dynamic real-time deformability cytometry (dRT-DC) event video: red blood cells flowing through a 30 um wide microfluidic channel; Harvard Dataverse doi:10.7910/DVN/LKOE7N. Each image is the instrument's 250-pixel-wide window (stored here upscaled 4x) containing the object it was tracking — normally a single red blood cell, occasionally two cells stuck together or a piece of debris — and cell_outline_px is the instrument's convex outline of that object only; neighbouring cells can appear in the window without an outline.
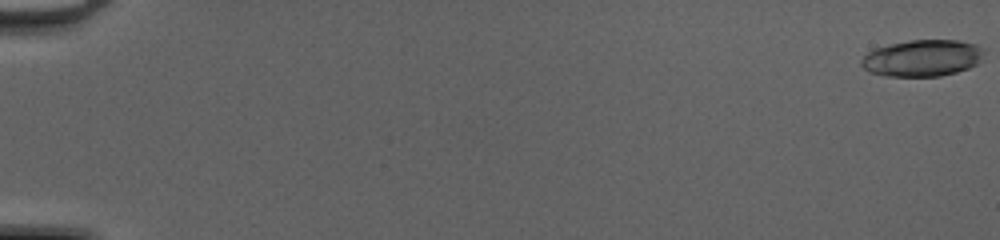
{"species": "common noctule bat (a hibernating species)", "species_latin": "Nyctalus noctula", "temperature_condition": "cold", "stored_images_in_passage": 52, "camera_frame_rate_fps": 3000, "um_per_image_px": 0.085, "animal": {"sex": "female", "body_mass_g": 20.0, "forearm_length_mm": 54.0}, "frame": {"image": 1, "passage_image": 1, "time_ms": 0.0, "image_size_px": [1000, 240], "cell_outline_px": [[984, 52], [976, 64], [968, 68], [956, 72], [940, 76], [884, 76], [872, 72], [864, 68], [860, 64], [860, 60], [868, 52], [876, 48], [892, 44], [912, 40], [956, 40], [976, 44], [984, 48]], "centroid_in_image_um": [78.4, 4.94], "position_along_channel_um": 6.6, "area_um2": 25.95}}
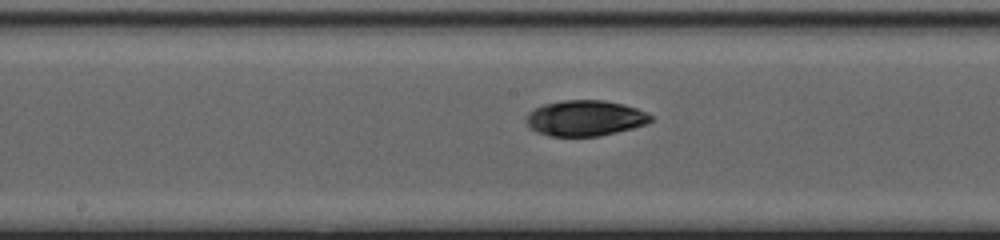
{"frame": {"image": 2, "passage_image": 29, "time_ms": 9.333, "image_size_px": [1000, 240], "cell_outline_px": [[652, 120], [648, 124], [600, 136], [548, 136], [536, 132], [524, 120], [528, 112], [544, 104], [564, 100], [604, 100], [624, 104], [648, 112], [652, 116]], "centroid_in_image_um": [49.75, 10.04], "position_along_channel_um": 198.5, "area_um2": 26.01}}
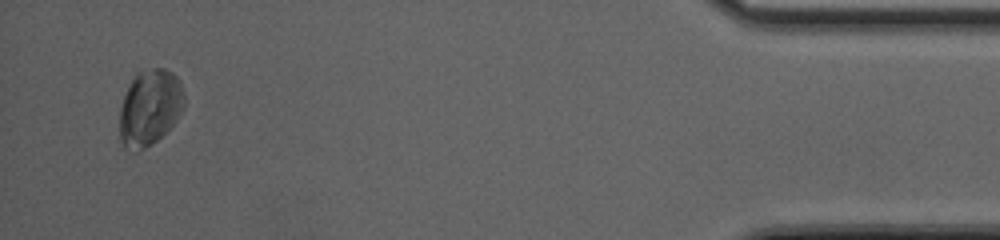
{"frame": {"image": 3, "passage_image": 50, "time_ms": 16.333, "image_size_px": [1000, 240], "cell_outline_px": [[184, 108], [176, 120], [152, 144], [136, 152], [124, 148], [120, 140], [120, 108], [124, 96], [132, 80], [140, 72], [152, 68], [164, 68], [172, 72], [180, 80], [184, 92]], "centroid_in_image_um": [12.74, 9.15], "position_along_channel_um": 422.5, "area_um2": 28.44}, "authors_computed_cell_mechanics": {"area_um2": 25.9811, "velocity_mm_per_s": 4.1965, "shape_relaxation_time_tau1_ms": 3.0056, "shape_relaxation_time_tau2_ms": null, "deformation_change_tau1": 0.1852, "deformation_change_tau2": null}}